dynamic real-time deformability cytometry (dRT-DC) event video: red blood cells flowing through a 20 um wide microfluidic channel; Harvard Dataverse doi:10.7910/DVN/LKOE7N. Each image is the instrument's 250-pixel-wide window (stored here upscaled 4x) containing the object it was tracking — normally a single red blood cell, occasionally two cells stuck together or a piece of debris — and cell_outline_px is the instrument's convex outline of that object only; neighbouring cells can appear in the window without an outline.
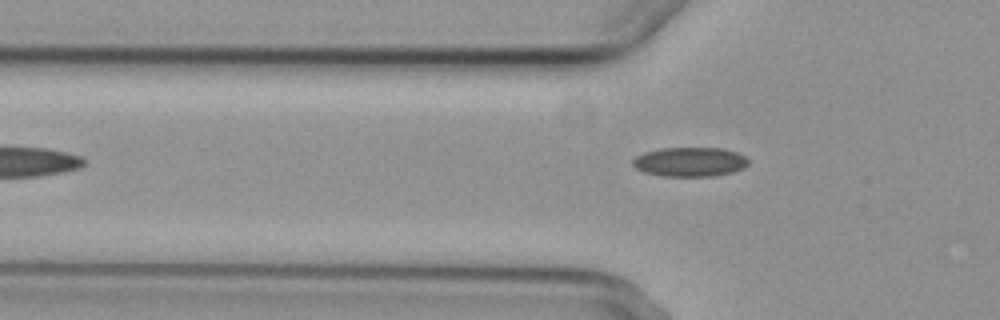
{"species": "common noctule bat (a hibernating species)", "species_latin": "Nyctalus noctula", "temperature_condition": "cold", "stored_images_in_passage": 6, "camera_frame_rate_fps": 3000, "um_per_image_px": 0.085, "animal": {"sex": "female", "body_mass_g": 29.2, "forearm_length_mm": 56.3}, "frame": {"image": 1, "passage_image": 6, "time_ms": 6.0, "image_size_px": [1000, 320], "cell_outline_px": [[748, 164], [744, 168], [732, 172], [712, 176], [664, 176], [644, 172], [636, 168], [632, 164], [632, 160], [636, 156], [644, 152], [660, 148], [724, 148], [736, 152], [744, 156], [748, 160]], "centroid_in_image_um": [58.63, 13.75], "position_along_channel_um": 67.2, "area_um2": 19.77}}